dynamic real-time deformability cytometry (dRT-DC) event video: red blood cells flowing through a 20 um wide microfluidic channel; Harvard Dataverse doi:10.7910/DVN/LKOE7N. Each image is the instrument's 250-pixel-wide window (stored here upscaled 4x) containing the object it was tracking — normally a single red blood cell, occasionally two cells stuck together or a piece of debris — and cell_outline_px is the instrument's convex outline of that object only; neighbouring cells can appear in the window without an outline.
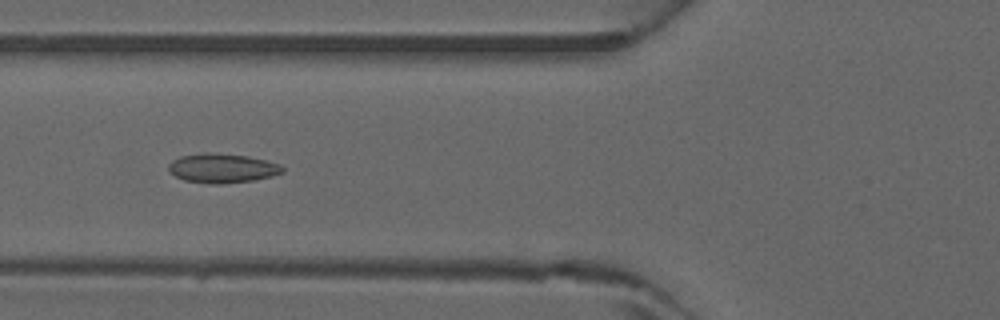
{"species": "common noctule bat (a hibernating species)", "species_latin": "Nyctalus noctula", "temperature_condition": "warm", "stored_images_in_passage": 5, "camera_frame_rate_fps": 3000, "um_per_image_px": 0.085, "animal": {"sex": "male", "forearm_length_mm": 52.5}, "frame": {"image": 1, "passage_image": 5, "time_ms": 1.333, "image_size_px": [1000, 320], "cell_outline_px": [[284, 172], [272, 176], [252, 180], [220, 184], [212, 184], [184, 180], [168, 172], [168, 164], [172, 160], [180, 156], [204, 152], [212, 152], [248, 156], [268, 160], [280, 164], [284, 168]], "centroid_in_image_um": [18.88, 14.28], "position_along_channel_um": 106.9, "area_um2": 19.65}}